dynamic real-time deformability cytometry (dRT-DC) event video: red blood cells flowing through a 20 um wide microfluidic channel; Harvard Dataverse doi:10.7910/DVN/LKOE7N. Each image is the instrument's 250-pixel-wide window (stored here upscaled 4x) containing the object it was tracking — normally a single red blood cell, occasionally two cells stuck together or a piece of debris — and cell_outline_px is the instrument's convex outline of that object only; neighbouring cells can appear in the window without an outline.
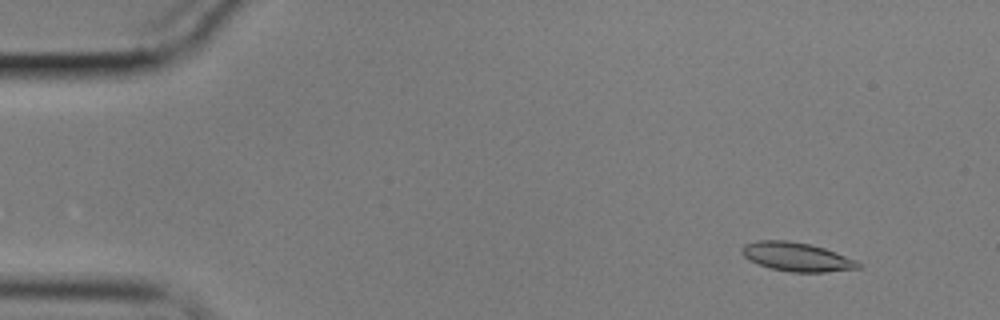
{"species": "common noctule bat (a hibernating species)", "species_latin": "Nyctalus noctula", "temperature_condition": "cold", "stored_images_in_passage": 59, "camera_frame_rate_fps": 3000, "um_per_image_px": 0.085, "animal": {"sex": "male", "body_mass_g": 17.9}, "frame": {"image": 1, "passage_image": 6, "time_ms": 1.667, "image_size_px": [1000, 320], "cell_outline_px": [[864, 264], [860, 268], [824, 272], [792, 272], [768, 268], [748, 260], [740, 252], [740, 248], [744, 244], [756, 240], [788, 240], [812, 244], [836, 252], [856, 260]], "centroid_in_image_um": [67.7, 21.82], "position_along_channel_um": 17.3, "area_um2": 19.88}}
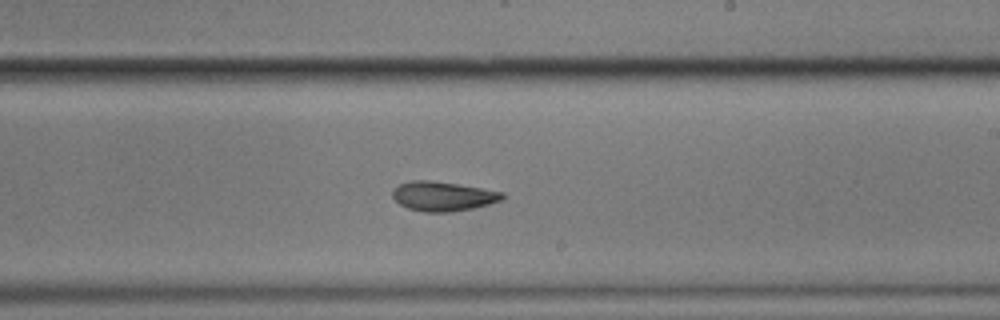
{"frame": {"image": 2, "passage_image": 35, "time_ms": 11.333, "image_size_px": [1000, 320], "cell_outline_px": [[504, 200], [472, 208], [452, 212], [424, 212], [408, 208], [400, 204], [392, 196], [392, 188], [400, 184], [412, 180], [432, 180], [504, 192]], "centroid_in_image_um": [37.64, 16.68], "position_along_channel_um": 251.4, "area_um2": 18.84}}
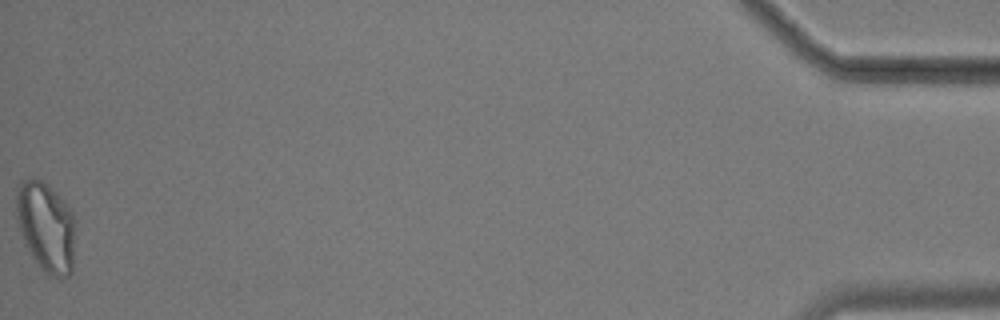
{"frame": {"image": 3, "passage_image": 59, "time_ms": 19.333, "image_size_px": [1000, 320], "cell_outline_px": [[76, 220], [72, 272], [68, 276], [60, 280], [48, 276], [40, 268], [24, 244], [16, 220], [16, 192], [20, 184], [24, 180], [32, 176], [36, 176], [52, 188], [56, 192], [72, 212]], "centroid_in_image_um": [3.92, 19.31], "position_along_channel_um": 431.3, "area_um2": 31.73}, "authors_computed_cell_mechanics": {"area_um2": 19.5364, "velocity_mm_per_s": 3.4372, "shape_relaxation_time_tau1_ms": 6.8775, "shape_relaxation_time_tau2_ms": 5.4131, "deformation_change_tau1": 0.1441, "deformation_change_tau2": 0.115}}